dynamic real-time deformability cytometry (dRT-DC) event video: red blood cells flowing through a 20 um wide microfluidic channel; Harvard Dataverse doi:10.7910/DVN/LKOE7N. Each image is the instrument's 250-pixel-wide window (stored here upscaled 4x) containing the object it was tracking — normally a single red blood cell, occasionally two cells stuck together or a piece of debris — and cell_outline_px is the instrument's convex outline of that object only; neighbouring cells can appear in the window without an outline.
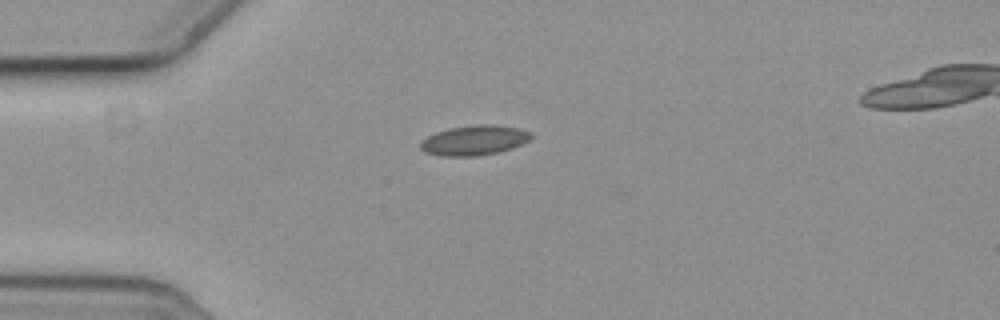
{"species": "common noctule bat (a hibernating species)", "species_latin": "Nyctalus noctula", "temperature_condition": "cold", "stored_images_in_passage": 44, "camera_frame_rate_fps": 3000, "um_per_image_px": 0.085, "animal": {"sex": "female", "body_mass_g": 19.3, "forearm_length_mm": 54.1}, "frame": {"image": 1, "passage_image": 1, "time_ms": 0.0, "image_size_px": [1000, 320], "cell_outline_px": [[532, 140], [512, 148], [500, 152], [476, 156], [440, 156], [424, 152], [420, 148], [420, 140], [436, 132], [448, 128], [472, 124], [496, 124], [520, 128], [532, 132]], "centroid_in_image_um": [40.34, 11.91], "position_along_channel_um": 44.7, "area_um2": 19.77}}
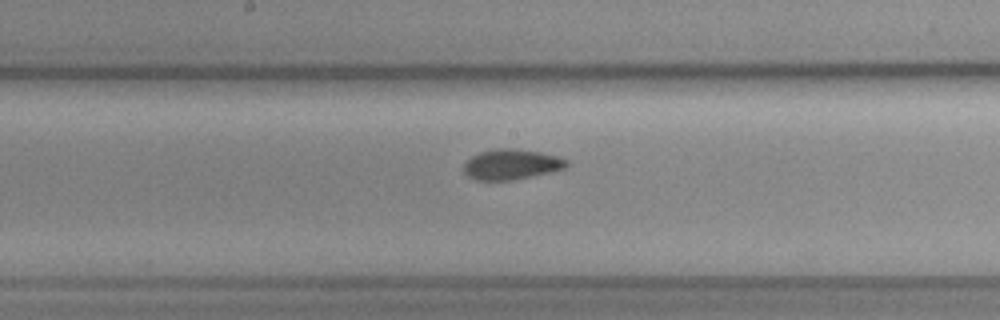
{"frame": {"image": 2, "passage_image": 16, "time_ms": 5.0, "image_size_px": [1000, 320], "cell_outline_px": [[568, 164], [564, 168], [548, 172], [512, 180], [476, 180], [468, 176], [464, 172], [464, 164], [472, 156], [480, 152], [496, 148], [512, 148], [540, 152], [556, 156], [568, 160]], "centroid_in_image_um": [43.44, 13.96], "position_along_channel_um": 204.8, "area_um2": 17.92}}
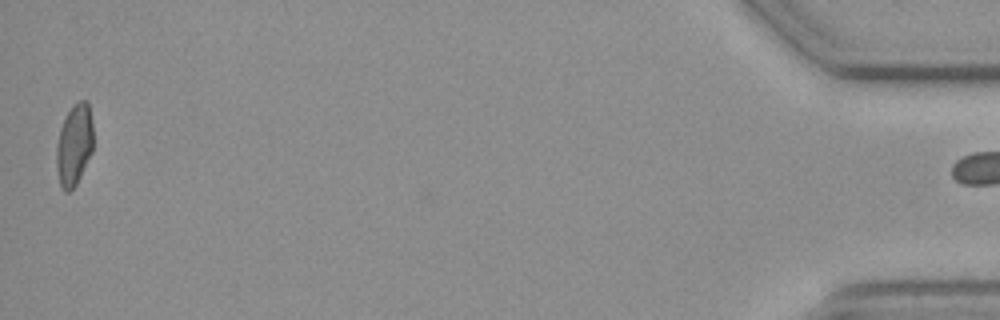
{"frame": {"image": 3, "passage_image": 43, "time_ms": 14.0, "image_size_px": [1000, 320], "cell_outline_px": [[92, 152], [76, 184], [68, 192], [64, 192], [60, 184], [56, 168], [56, 144], [60, 128], [68, 112], [80, 100], [88, 100], [92, 124]], "centroid_in_image_um": [6.29, 12.33], "position_along_channel_um": 428.9, "area_um2": 17.28}}